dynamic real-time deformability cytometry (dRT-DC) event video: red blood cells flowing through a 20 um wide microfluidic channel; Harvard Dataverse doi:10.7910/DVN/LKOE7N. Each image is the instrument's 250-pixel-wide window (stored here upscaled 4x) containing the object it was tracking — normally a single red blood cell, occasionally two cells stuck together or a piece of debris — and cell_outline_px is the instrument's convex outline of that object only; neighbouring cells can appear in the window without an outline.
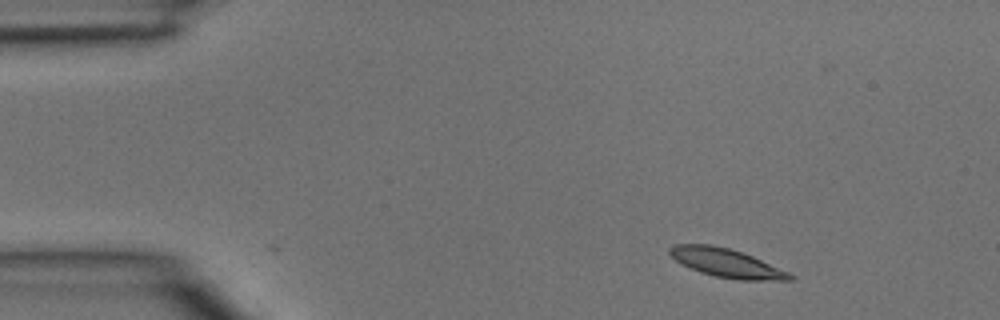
{"species": "common noctule bat (a hibernating species)", "species_latin": "Nyctalus noctula", "temperature_condition": "room temperature", "stored_images_in_passage": 3, "camera_frame_rate_fps": 3000, "um_per_image_px": 0.085, "animal": {"sex": "male", "body_mass_g": 15.6}, "frame": {"image": 1, "passage_image": 1, "time_ms": 0.0, "image_size_px": [1000, 320], "cell_outline_px": [[796, 276], [792, 280], [740, 280], [716, 276], [700, 272], [676, 260], [668, 252], [668, 248], [672, 244], [708, 244], [728, 248], [752, 256], [788, 272]], "centroid_in_image_um": [61.74, 22.35], "position_along_channel_um": 23.3, "area_um2": 19.71}}